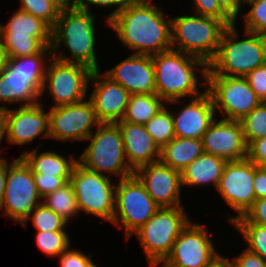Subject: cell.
Here are the masks:
<instances>
[{
  "mask_svg": "<svg viewBox=\"0 0 266 267\" xmlns=\"http://www.w3.org/2000/svg\"><path fill=\"white\" fill-rule=\"evenodd\" d=\"M6 178H7V160L5 158L0 157V204L4 195Z\"/></svg>",
  "mask_w": 266,
  "mask_h": 267,
  "instance_id": "7dc6e473",
  "label": "cell"
},
{
  "mask_svg": "<svg viewBox=\"0 0 266 267\" xmlns=\"http://www.w3.org/2000/svg\"><path fill=\"white\" fill-rule=\"evenodd\" d=\"M122 135L125 156L130 168H137L160 160V147L144 125L126 121L115 123Z\"/></svg>",
  "mask_w": 266,
  "mask_h": 267,
  "instance_id": "cb8c5ba5",
  "label": "cell"
},
{
  "mask_svg": "<svg viewBox=\"0 0 266 267\" xmlns=\"http://www.w3.org/2000/svg\"><path fill=\"white\" fill-rule=\"evenodd\" d=\"M227 27L219 19L195 13L172 17V49L199 58L208 65Z\"/></svg>",
  "mask_w": 266,
  "mask_h": 267,
  "instance_id": "8992f818",
  "label": "cell"
},
{
  "mask_svg": "<svg viewBox=\"0 0 266 267\" xmlns=\"http://www.w3.org/2000/svg\"><path fill=\"white\" fill-rule=\"evenodd\" d=\"M41 101L34 105L19 106L8 110L6 117V141L9 144L26 145L38 136L49 138V112Z\"/></svg>",
  "mask_w": 266,
  "mask_h": 267,
  "instance_id": "44dd1931",
  "label": "cell"
},
{
  "mask_svg": "<svg viewBox=\"0 0 266 267\" xmlns=\"http://www.w3.org/2000/svg\"><path fill=\"white\" fill-rule=\"evenodd\" d=\"M29 218L37 231H57L66 230L68 222L53 210L48 208L43 202L37 205L29 214L27 219L22 223L26 227Z\"/></svg>",
  "mask_w": 266,
  "mask_h": 267,
  "instance_id": "4dcf8cb0",
  "label": "cell"
},
{
  "mask_svg": "<svg viewBox=\"0 0 266 267\" xmlns=\"http://www.w3.org/2000/svg\"><path fill=\"white\" fill-rule=\"evenodd\" d=\"M51 57V47H44L35 55L9 58L8 66L0 76V103L21 102L20 106H29L40 102L46 63Z\"/></svg>",
  "mask_w": 266,
  "mask_h": 267,
  "instance_id": "5b68a950",
  "label": "cell"
},
{
  "mask_svg": "<svg viewBox=\"0 0 266 267\" xmlns=\"http://www.w3.org/2000/svg\"><path fill=\"white\" fill-rule=\"evenodd\" d=\"M49 2L61 13L74 9L76 0H49Z\"/></svg>",
  "mask_w": 266,
  "mask_h": 267,
  "instance_id": "c3c4849f",
  "label": "cell"
},
{
  "mask_svg": "<svg viewBox=\"0 0 266 267\" xmlns=\"http://www.w3.org/2000/svg\"><path fill=\"white\" fill-rule=\"evenodd\" d=\"M193 13L213 17L223 21L227 26L236 22L220 7L217 0H193Z\"/></svg>",
  "mask_w": 266,
  "mask_h": 267,
  "instance_id": "8d00e7d4",
  "label": "cell"
},
{
  "mask_svg": "<svg viewBox=\"0 0 266 267\" xmlns=\"http://www.w3.org/2000/svg\"><path fill=\"white\" fill-rule=\"evenodd\" d=\"M206 225L190 221L158 267H210L222 257L213 246Z\"/></svg>",
  "mask_w": 266,
  "mask_h": 267,
  "instance_id": "9a60e30c",
  "label": "cell"
},
{
  "mask_svg": "<svg viewBox=\"0 0 266 267\" xmlns=\"http://www.w3.org/2000/svg\"><path fill=\"white\" fill-rule=\"evenodd\" d=\"M38 149L23 151L20 157L29 166L33 174L44 176H71L78 159L75 156H63L55 151L39 153Z\"/></svg>",
  "mask_w": 266,
  "mask_h": 267,
  "instance_id": "d4e9b609",
  "label": "cell"
},
{
  "mask_svg": "<svg viewBox=\"0 0 266 267\" xmlns=\"http://www.w3.org/2000/svg\"><path fill=\"white\" fill-rule=\"evenodd\" d=\"M37 191L43 199L48 194L54 192L58 188L62 187L68 181L71 176H44L43 174H33Z\"/></svg>",
  "mask_w": 266,
  "mask_h": 267,
  "instance_id": "74e56055",
  "label": "cell"
},
{
  "mask_svg": "<svg viewBox=\"0 0 266 267\" xmlns=\"http://www.w3.org/2000/svg\"><path fill=\"white\" fill-rule=\"evenodd\" d=\"M255 200L266 198V170L255 164V178L253 181Z\"/></svg>",
  "mask_w": 266,
  "mask_h": 267,
  "instance_id": "f6af8a7d",
  "label": "cell"
},
{
  "mask_svg": "<svg viewBox=\"0 0 266 267\" xmlns=\"http://www.w3.org/2000/svg\"><path fill=\"white\" fill-rule=\"evenodd\" d=\"M89 140V145L78 159L79 164L102 175H116L119 180L134 175L128 165L122 135L116 124L101 123L96 132L86 139Z\"/></svg>",
  "mask_w": 266,
  "mask_h": 267,
  "instance_id": "52a82bcc",
  "label": "cell"
},
{
  "mask_svg": "<svg viewBox=\"0 0 266 267\" xmlns=\"http://www.w3.org/2000/svg\"><path fill=\"white\" fill-rule=\"evenodd\" d=\"M240 122L247 145L256 139L266 137V103L262 102Z\"/></svg>",
  "mask_w": 266,
  "mask_h": 267,
  "instance_id": "836d02e7",
  "label": "cell"
},
{
  "mask_svg": "<svg viewBox=\"0 0 266 267\" xmlns=\"http://www.w3.org/2000/svg\"><path fill=\"white\" fill-rule=\"evenodd\" d=\"M232 267H266V261L246 248L237 257L229 259Z\"/></svg>",
  "mask_w": 266,
  "mask_h": 267,
  "instance_id": "7bdbcfd3",
  "label": "cell"
},
{
  "mask_svg": "<svg viewBox=\"0 0 266 267\" xmlns=\"http://www.w3.org/2000/svg\"><path fill=\"white\" fill-rule=\"evenodd\" d=\"M46 67L41 96L49 91L53 106L76 104L87 96L92 70L85 65L51 57Z\"/></svg>",
  "mask_w": 266,
  "mask_h": 267,
  "instance_id": "7c38bea8",
  "label": "cell"
},
{
  "mask_svg": "<svg viewBox=\"0 0 266 267\" xmlns=\"http://www.w3.org/2000/svg\"><path fill=\"white\" fill-rule=\"evenodd\" d=\"M104 73L130 94L156 93L152 56L132 54Z\"/></svg>",
  "mask_w": 266,
  "mask_h": 267,
  "instance_id": "603a6c76",
  "label": "cell"
},
{
  "mask_svg": "<svg viewBox=\"0 0 266 267\" xmlns=\"http://www.w3.org/2000/svg\"><path fill=\"white\" fill-rule=\"evenodd\" d=\"M9 108L6 105L0 106V144L4 136H6V117ZM2 154V150H0Z\"/></svg>",
  "mask_w": 266,
  "mask_h": 267,
  "instance_id": "681fc988",
  "label": "cell"
},
{
  "mask_svg": "<svg viewBox=\"0 0 266 267\" xmlns=\"http://www.w3.org/2000/svg\"><path fill=\"white\" fill-rule=\"evenodd\" d=\"M20 3L19 10L43 20L51 28L55 26L60 13L49 0H20Z\"/></svg>",
  "mask_w": 266,
  "mask_h": 267,
  "instance_id": "d590c367",
  "label": "cell"
},
{
  "mask_svg": "<svg viewBox=\"0 0 266 267\" xmlns=\"http://www.w3.org/2000/svg\"><path fill=\"white\" fill-rule=\"evenodd\" d=\"M262 167L266 170V162L262 165Z\"/></svg>",
  "mask_w": 266,
  "mask_h": 267,
  "instance_id": "11a10c76",
  "label": "cell"
},
{
  "mask_svg": "<svg viewBox=\"0 0 266 267\" xmlns=\"http://www.w3.org/2000/svg\"><path fill=\"white\" fill-rule=\"evenodd\" d=\"M144 126L160 149L175 137L172 111L165 105Z\"/></svg>",
  "mask_w": 266,
  "mask_h": 267,
  "instance_id": "f546056e",
  "label": "cell"
},
{
  "mask_svg": "<svg viewBox=\"0 0 266 267\" xmlns=\"http://www.w3.org/2000/svg\"><path fill=\"white\" fill-rule=\"evenodd\" d=\"M160 208L135 175L118 180L112 224L124 228L126 240Z\"/></svg>",
  "mask_w": 266,
  "mask_h": 267,
  "instance_id": "9c48e42d",
  "label": "cell"
},
{
  "mask_svg": "<svg viewBox=\"0 0 266 267\" xmlns=\"http://www.w3.org/2000/svg\"><path fill=\"white\" fill-rule=\"evenodd\" d=\"M254 178L255 163L248 158L227 161L216 190L221 194L224 202L238 213L228 217L230 224L235 219L244 216L252 207L255 200Z\"/></svg>",
  "mask_w": 266,
  "mask_h": 267,
  "instance_id": "e0dca14e",
  "label": "cell"
},
{
  "mask_svg": "<svg viewBox=\"0 0 266 267\" xmlns=\"http://www.w3.org/2000/svg\"><path fill=\"white\" fill-rule=\"evenodd\" d=\"M206 82L215 111L224 119L241 121L262 103L245 77L207 75Z\"/></svg>",
  "mask_w": 266,
  "mask_h": 267,
  "instance_id": "5bb4252c",
  "label": "cell"
},
{
  "mask_svg": "<svg viewBox=\"0 0 266 267\" xmlns=\"http://www.w3.org/2000/svg\"><path fill=\"white\" fill-rule=\"evenodd\" d=\"M33 173L19 156L9 164L7 160V178L4 195L0 204L1 214L22 224L30 212L40 203ZM41 200V201H40Z\"/></svg>",
  "mask_w": 266,
  "mask_h": 267,
  "instance_id": "4fadbf2b",
  "label": "cell"
},
{
  "mask_svg": "<svg viewBox=\"0 0 266 267\" xmlns=\"http://www.w3.org/2000/svg\"><path fill=\"white\" fill-rule=\"evenodd\" d=\"M242 234L246 249L260 255L266 261V226L255 223H232Z\"/></svg>",
  "mask_w": 266,
  "mask_h": 267,
  "instance_id": "d6a6232c",
  "label": "cell"
},
{
  "mask_svg": "<svg viewBox=\"0 0 266 267\" xmlns=\"http://www.w3.org/2000/svg\"><path fill=\"white\" fill-rule=\"evenodd\" d=\"M226 163L224 158L203 153L181 172L182 186L214 184L217 188Z\"/></svg>",
  "mask_w": 266,
  "mask_h": 267,
  "instance_id": "484cf974",
  "label": "cell"
},
{
  "mask_svg": "<svg viewBox=\"0 0 266 267\" xmlns=\"http://www.w3.org/2000/svg\"><path fill=\"white\" fill-rule=\"evenodd\" d=\"M73 185L79 213L91 214L112 223L115 209L116 181L90 171L77 163L72 171Z\"/></svg>",
  "mask_w": 266,
  "mask_h": 267,
  "instance_id": "30bf717a",
  "label": "cell"
},
{
  "mask_svg": "<svg viewBox=\"0 0 266 267\" xmlns=\"http://www.w3.org/2000/svg\"><path fill=\"white\" fill-rule=\"evenodd\" d=\"M232 223H255L266 226V198L256 199L244 216Z\"/></svg>",
  "mask_w": 266,
  "mask_h": 267,
  "instance_id": "ab89813d",
  "label": "cell"
},
{
  "mask_svg": "<svg viewBox=\"0 0 266 267\" xmlns=\"http://www.w3.org/2000/svg\"><path fill=\"white\" fill-rule=\"evenodd\" d=\"M89 5L99 7V8H110L113 7V10L109 15H107L106 22L116 16L126 5L127 3L124 0H76L75 8L80 10H86L92 12L89 8ZM115 7V9H114Z\"/></svg>",
  "mask_w": 266,
  "mask_h": 267,
  "instance_id": "f35d334b",
  "label": "cell"
},
{
  "mask_svg": "<svg viewBox=\"0 0 266 267\" xmlns=\"http://www.w3.org/2000/svg\"><path fill=\"white\" fill-rule=\"evenodd\" d=\"M0 35L9 58L38 54L44 47H51L52 28L43 20L19 9L8 23L0 24Z\"/></svg>",
  "mask_w": 266,
  "mask_h": 267,
  "instance_id": "8fae6325",
  "label": "cell"
},
{
  "mask_svg": "<svg viewBox=\"0 0 266 267\" xmlns=\"http://www.w3.org/2000/svg\"><path fill=\"white\" fill-rule=\"evenodd\" d=\"M100 124L88 98L49 109V138L53 140L84 142Z\"/></svg>",
  "mask_w": 266,
  "mask_h": 267,
  "instance_id": "2e32d148",
  "label": "cell"
},
{
  "mask_svg": "<svg viewBox=\"0 0 266 267\" xmlns=\"http://www.w3.org/2000/svg\"><path fill=\"white\" fill-rule=\"evenodd\" d=\"M91 258V253L87 256L84 252L70 247L58 256L60 267H88L92 262Z\"/></svg>",
  "mask_w": 266,
  "mask_h": 267,
  "instance_id": "60d3db41",
  "label": "cell"
},
{
  "mask_svg": "<svg viewBox=\"0 0 266 267\" xmlns=\"http://www.w3.org/2000/svg\"><path fill=\"white\" fill-rule=\"evenodd\" d=\"M100 72V69L92 71L89 84L95 88L88 99L100 123L115 124L122 120L131 94L104 72Z\"/></svg>",
  "mask_w": 266,
  "mask_h": 267,
  "instance_id": "ffe728a7",
  "label": "cell"
},
{
  "mask_svg": "<svg viewBox=\"0 0 266 267\" xmlns=\"http://www.w3.org/2000/svg\"><path fill=\"white\" fill-rule=\"evenodd\" d=\"M152 61L156 94L166 105L179 104L187 96L192 98L201 95L203 92L199 91V85L206 88L208 65L201 59L170 49L152 55ZM196 73H200L204 81L201 82Z\"/></svg>",
  "mask_w": 266,
  "mask_h": 267,
  "instance_id": "7a4b0ae2",
  "label": "cell"
},
{
  "mask_svg": "<svg viewBox=\"0 0 266 267\" xmlns=\"http://www.w3.org/2000/svg\"><path fill=\"white\" fill-rule=\"evenodd\" d=\"M151 3L127 4L108 21L116 38L134 54L155 55L172 49V18Z\"/></svg>",
  "mask_w": 266,
  "mask_h": 267,
  "instance_id": "6da1fadb",
  "label": "cell"
},
{
  "mask_svg": "<svg viewBox=\"0 0 266 267\" xmlns=\"http://www.w3.org/2000/svg\"><path fill=\"white\" fill-rule=\"evenodd\" d=\"M204 153L238 161L247 158L248 145L240 121L214 119L202 137Z\"/></svg>",
  "mask_w": 266,
  "mask_h": 267,
  "instance_id": "d6986e66",
  "label": "cell"
},
{
  "mask_svg": "<svg viewBox=\"0 0 266 267\" xmlns=\"http://www.w3.org/2000/svg\"><path fill=\"white\" fill-rule=\"evenodd\" d=\"M236 27L235 23L225 29L207 75L245 77L266 63V36L244 30L246 38L240 40Z\"/></svg>",
  "mask_w": 266,
  "mask_h": 267,
  "instance_id": "277c9868",
  "label": "cell"
},
{
  "mask_svg": "<svg viewBox=\"0 0 266 267\" xmlns=\"http://www.w3.org/2000/svg\"><path fill=\"white\" fill-rule=\"evenodd\" d=\"M36 243L42 253L48 257H58L62 252L66 251L70 244L69 234L65 230L57 231H37Z\"/></svg>",
  "mask_w": 266,
  "mask_h": 267,
  "instance_id": "1f68e13d",
  "label": "cell"
},
{
  "mask_svg": "<svg viewBox=\"0 0 266 267\" xmlns=\"http://www.w3.org/2000/svg\"><path fill=\"white\" fill-rule=\"evenodd\" d=\"M203 153L202 139L174 137L160 149V161L181 173Z\"/></svg>",
  "mask_w": 266,
  "mask_h": 267,
  "instance_id": "4316f807",
  "label": "cell"
},
{
  "mask_svg": "<svg viewBox=\"0 0 266 267\" xmlns=\"http://www.w3.org/2000/svg\"><path fill=\"white\" fill-rule=\"evenodd\" d=\"M88 267H100V266H98L97 265V263L95 264V263H93V261L89 264V266Z\"/></svg>",
  "mask_w": 266,
  "mask_h": 267,
  "instance_id": "db71d44e",
  "label": "cell"
},
{
  "mask_svg": "<svg viewBox=\"0 0 266 267\" xmlns=\"http://www.w3.org/2000/svg\"><path fill=\"white\" fill-rule=\"evenodd\" d=\"M153 201L160 207L181 205V173L160 160L143 165L134 171Z\"/></svg>",
  "mask_w": 266,
  "mask_h": 267,
  "instance_id": "ac0fdd59",
  "label": "cell"
},
{
  "mask_svg": "<svg viewBox=\"0 0 266 267\" xmlns=\"http://www.w3.org/2000/svg\"><path fill=\"white\" fill-rule=\"evenodd\" d=\"M209 92L190 98L179 111L172 112L175 137L202 139L210 124L217 117Z\"/></svg>",
  "mask_w": 266,
  "mask_h": 267,
  "instance_id": "7402d4cb",
  "label": "cell"
},
{
  "mask_svg": "<svg viewBox=\"0 0 266 267\" xmlns=\"http://www.w3.org/2000/svg\"><path fill=\"white\" fill-rule=\"evenodd\" d=\"M8 61H9V56L7 54L6 47L0 35V76L3 74L4 70L8 66Z\"/></svg>",
  "mask_w": 266,
  "mask_h": 267,
  "instance_id": "f907efd6",
  "label": "cell"
},
{
  "mask_svg": "<svg viewBox=\"0 0 266 267\" xmlns=\"http://www.w3.org/2000/svg\"><path fill=\"white\" fill-rule=\"evenodd\" d=\"M94 12L77 8L61 12L52 28V56L65 61L87 66L92 71L99 70L100 65L95 53V15ZM68 49L64 54L61 46Z\"/></svg>",
  "mask_w": 266,
  "mask_h": 267,
  "instance_id": "3957f363",
  "label": "cell"
},
{
  "mask_svg": "<svg viewBox=\"0 0 266 267\" xmlns=\"http://www.w3.org/2000/svg\"><path fill=\"white\" fill-rule=\"evenodd\" d=\"M42 201L48 208L61 216L68 223L72 218L79 215L76 196L73 185L70 181L54 192L45 196Z\"/></svg>",
  "mask_w": 266,
  "mask_h": 267,
  "instance_id": "f1b7e54d",
  "label": "cell"
},
{
  "mask_svg": "<svg viewBox=\"0 0 266 267\" xmlns=\"http://www.w3.org/2000/svg\"><path fill=\"white\" fill-rule=\"evenodd\" d=\"M127 4L151 3L152 0H124Z\"/></svg>",
  "mask_w": 266,
  "mask_h": 267,
  "instance_id": "f5cc1de1",
  "label": "cell"
},
{
  "mask_svg": "<svg viewBox=\"0 0 266 267\" xmlns=\"http://www.w3.org/2000/svg\"><path fill=\"white\" fill-rule=\"evenodd\" d=\"M166 102L156 93L131 94L122 121L144 125Z\"/></svg>",
  "mask_w": 266,
  "mask_h": 267,
  "instance_id": "83f0119b",
  "label": "cell"
},
{
  "mask_svg": "<svg viewBox=\"0 0 266 267\" xmlns=\"http://www.w3.org/2000/svg\"><path fill=\"white\" fill-rule=\"evenodd\" d=\"M250 9L244 13V29L266 36V0H244Z\"/></svg>",
  "mask_w": 266,
  "mask_h": 267,
  "instance_id": "e575fe53",
  "label": "cell"
},
{
  "mask_svg": "<svg viewBox=\"0 0 266 267\" xmlns=\"http://www.w3.org/2000/svg\"><path fill=\"white\" fill-rule=\"evenodd\" d=\"M245 78L259 99L266 103V63L249 72Z\"/></svg>",
  "mask_w": 266,
  "mask_h": 267,
  "instance_id": "b9f144b4",
  "label": "cell"
},
{
  "mask_svg": "<svg viewBox=\"0 0 266 267\" xmlns=\"http://www.w3.org/2000/svg\"><path fill=\"white\" fill-rule=\"evenodd\" d=\"M247 158L257 166L266 162V137L256 139L248 145Z\"/></svg>",
  "mask_w": 266,
  "mask_h": 267,
  "instance_id": "ee69618b",
  "label": "cell"
},
{
  "mask_svg": "<svg viewBox=\"0 0 266 267\" xmlns=\"http://www.w3.org/2000/svg\"><path fill=\"white\" fill-rule=\"evenodd\" d=\"M210 267H232L229 258L221 257Z\"/></svg>",
  "mask_w": 266,
  "mask_h": 267,
  "instance_id": "816d5d0a",
  "label": "cell"
},
{
  "mask_svg": "<svg viewBox=\"0 0 266 267\" xmlns=\"http://www.w3.org/2000/svg\"><path fill=\"white\" fill-rule=\"evenodd\" d=\"M220 7L235 21L238 20V15L242 11L244 0H217Z\"/></svg>",
  "mask_w": 266,
  "mask_h": 267,
  "instance_id": "bcb514c9",
  "label": "cell"
},
{
  "mask_svg": "<svg viewBox=\"0 0 266 267\" xmlns=\"http://www.w3.org/2000/svg\"><path fill=\"white\" fill-rule=\"evenodd\" d=\"M184 206L160 207L133 235L137 236L150 267H158L169 256L175 240L191 221Z\"/></svg>",
  "mask_w": 266,
  "mask_h": 267,
  "instance_id": "ba28073f",
  "label": "cell"
}]
</instances>
